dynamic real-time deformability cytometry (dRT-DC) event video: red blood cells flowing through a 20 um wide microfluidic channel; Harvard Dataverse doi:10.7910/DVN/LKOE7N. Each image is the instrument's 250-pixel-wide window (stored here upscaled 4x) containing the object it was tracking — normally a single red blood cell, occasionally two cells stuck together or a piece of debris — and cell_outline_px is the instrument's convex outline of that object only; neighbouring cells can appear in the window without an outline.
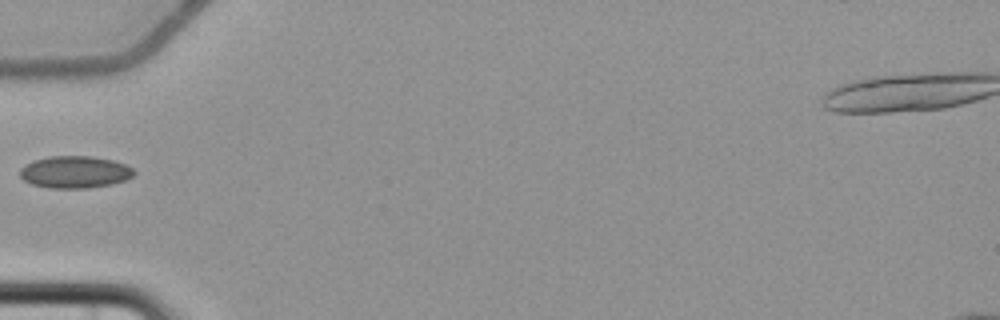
{"species": "common noctule bat (a hibernating species)", "species_latin": "Nyctalus noctula", "temperature_condition": "cold", "stored_images_in_passage": 2, "camera_frame_rate_fps": 3000, "um_per_image_px": 0.085, "animal": {"sex": "female", "body_mass_g": 22.7, "forearm_length_mm": 54.2}, "frame": {"image": 1, "passage_image": 2, "time_ms": 1.0, "image_size_px": [1000, 320], "cell_outline_px": [[136, 172], [132, 176], [124, 180], [112, 184], [88, 188], [48, 188], [32, 184], [24, 180], [20, 176], [20, 168], [32, 160], [48, 156], [92, 156], [112, 160], [124, 164], [132, 168]], "centroid_in_image_um": [6.34, 14.62], "position_along_channel_um": 78.7, "area_um2": 21.39}}